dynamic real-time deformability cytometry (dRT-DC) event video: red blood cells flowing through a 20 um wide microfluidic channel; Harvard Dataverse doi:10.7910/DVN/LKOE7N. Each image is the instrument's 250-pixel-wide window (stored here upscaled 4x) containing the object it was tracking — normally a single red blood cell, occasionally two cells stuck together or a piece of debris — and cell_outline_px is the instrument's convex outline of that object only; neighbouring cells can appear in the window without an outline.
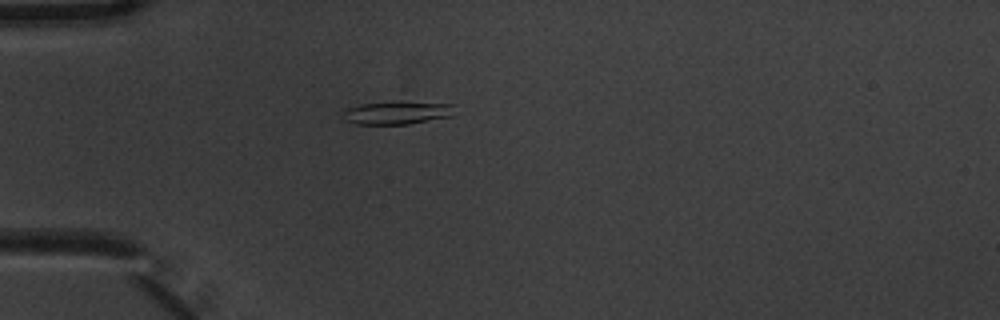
{"species": "common noctule bat (a hibernating species)", "species_latin": "Nyctalus noctula", "temperature_condition": "warm", "stored_images_in_passage": 3, "camera_frame_rate_fps": 3000, "um_per_image_px": 0.085, "animal": {"sex": "male", "body_mass_g": 20.1, "forearm_length_mm": 53.5}, "frame": {"image": 1, "passage_image": 2, "time_ms": 0.333, "image_size_px": [1000, 320], "cell_outline_px": [[456, 104], [452, 116], [408, 124], [356, 124], [344, 120], [340, 116], [344, 108], [360, 104], [396, 100], [400, 100]], "centroid_in_image_um": [33.72, 9.55], "position_along_channel_um": 51.3, "area_um2": 15.72}}